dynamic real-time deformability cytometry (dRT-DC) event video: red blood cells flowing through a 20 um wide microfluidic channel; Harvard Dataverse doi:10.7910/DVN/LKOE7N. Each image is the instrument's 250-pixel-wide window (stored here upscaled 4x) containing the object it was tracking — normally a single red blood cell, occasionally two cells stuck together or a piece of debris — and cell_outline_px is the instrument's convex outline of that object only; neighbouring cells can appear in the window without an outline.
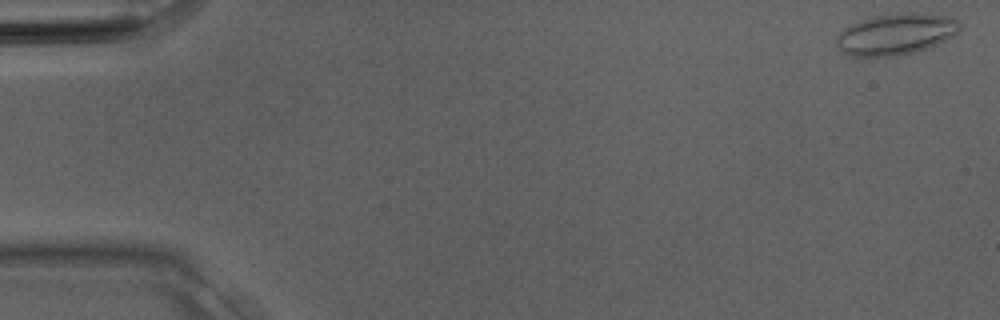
{"species": "Egyptian fruit bat (a non-hibernating species)", "species_latin": "Rousettus aegyptiacus", "temperature_condition": "room temperature", "stored_images_in_passage": 4, "camera_frame_rate_fps": 3000, "um_per_image_px": 0.085, "animal": {"sex": "male"}, "frame": {"image": 1, "passage_image": 1, "time_ms": 0.0, "image_size_px": [1000, 320], "cell_outline_px": [[960, 28], [952, 36], [928, 48], [896, 56], [852, 56], [844, 52], [836, 44], [836, 36], [844, 28], [852, 24], [872, 16], [904, 12], [916, 12], [944, 16], [956, 20], [960, 24]], "centroid_in_image_um": [76.12, 2.89], "position_along_channel_um": 8.9, "area_um2": 29.3}}